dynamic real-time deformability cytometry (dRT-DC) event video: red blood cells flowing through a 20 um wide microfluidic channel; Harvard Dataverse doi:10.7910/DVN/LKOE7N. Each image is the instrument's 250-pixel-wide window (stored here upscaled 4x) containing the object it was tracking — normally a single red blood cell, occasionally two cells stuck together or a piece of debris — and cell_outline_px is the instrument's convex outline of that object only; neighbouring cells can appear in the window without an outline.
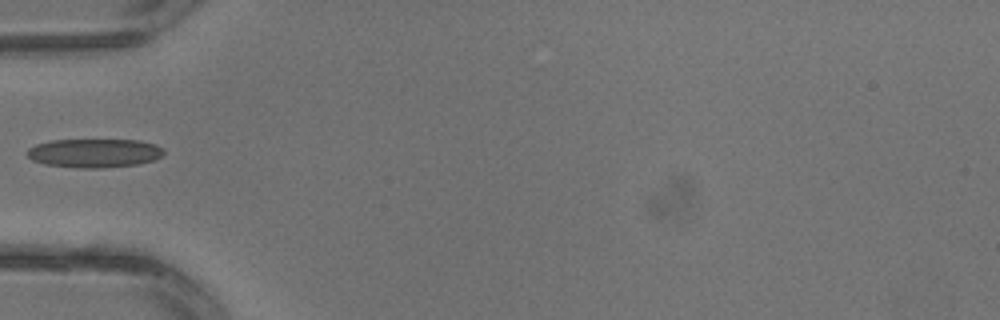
{"species": "common noctule bat (a hibernating species)", "species_latin": "Nyctalus noctula", "temperature_condition": "warm", "stored_images_in_passage": 4, "camera_frame_rate_fps": 3000, "um_per_image_px": 0.085, "animal": {"sex": "male", "body_mass_g": 13.3}, "frame": {"image": 1, "passage_image": 4, "time_ms": 1.0, "image_size_px": [1000, 320], "cell_outline_px": [[164, 156], [156, 160], [136, 164], [104, 168], [80, 168], [44, 164], [32, 160], [24, 152], [28, 148], [36, 144], [52, 140], [140, 140], [156, 144], [164, 148]], "centroid_in_image_um": [8.04, 13.01], "position_along_channel_um": 77.0, "area_um2": 23.24}}